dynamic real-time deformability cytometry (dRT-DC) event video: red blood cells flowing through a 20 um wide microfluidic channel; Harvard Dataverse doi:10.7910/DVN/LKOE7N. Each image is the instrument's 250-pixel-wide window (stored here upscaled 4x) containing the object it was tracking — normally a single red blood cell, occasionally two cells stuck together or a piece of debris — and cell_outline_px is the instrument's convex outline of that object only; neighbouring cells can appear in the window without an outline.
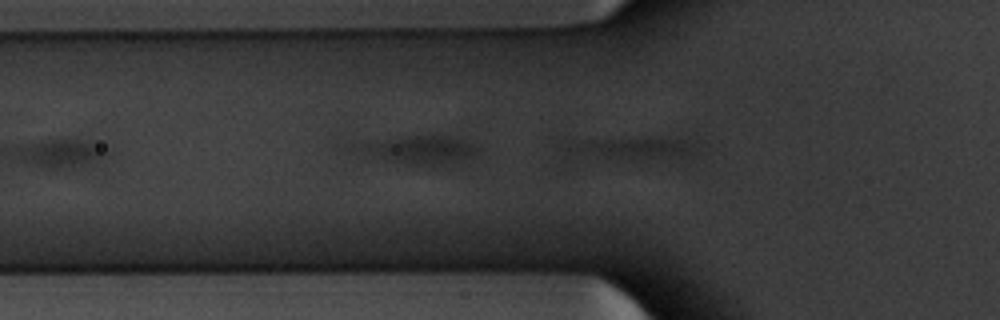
{"species": "common noctule bat (a hibernating species)", "species_latin": "Nyctalus noctula", "temperature_condition": "warm", "stored_images_in_passage": 3, "segment_of_instrument_passage": [2, 2], "camera_frame_rate_fps": 3000, "um_per_image_px": 0.085, "animal": {"sex": "male", "body_mass_g": 20.1, "forearm_length_mm": 53.5}, "frame": {"image": 1, "passage_image": 3, "time_ms": 0.667, "image_size_px": [1000, 320], "cell_outline_px": [[700, 152], [692, 156], [660, 160], [632, 160], [564, 152], [560, 148], [560, 144], [580, 140], [696, 140], [700, 148]], "centroid_in_image_um": [53.9, 12.65], "position_along_channel_um": 71.9, "area_um2": 16.76}}